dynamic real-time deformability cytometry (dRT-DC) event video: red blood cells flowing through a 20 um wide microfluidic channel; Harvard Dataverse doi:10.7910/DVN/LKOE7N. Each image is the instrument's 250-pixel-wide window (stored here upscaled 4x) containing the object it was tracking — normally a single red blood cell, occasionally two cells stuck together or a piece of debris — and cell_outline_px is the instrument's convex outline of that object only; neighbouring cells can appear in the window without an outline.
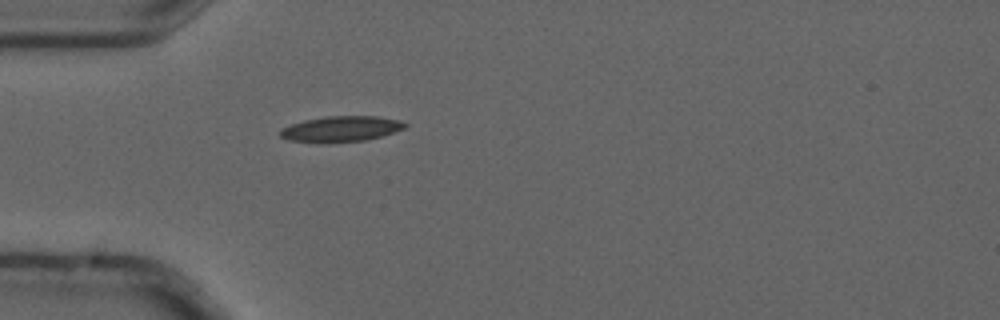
{"species": "common noctule bat (a hibernating species)", "species_latin": "Nyctalus noctula", "temperature_condition": "cold", "stored_images_in_passage": 1, "camera_frame_rate_fps": 3000, "um_per_image_px": 0.085, "animal": {"sex": "male", "forearm_length_mm": 52.5}, "frame": {"image": 1, "passage_image": 1, "time_ms": 0.0, "image_size_px": [1000, 320], "cell_outline_px": [[408, 124], [404, 128], [380, 136], [364, 140], [328, 144], [316, 144], [288, 140], [280, 136], [280, 128], [304, 120], [328, 116], [376, 116], [396, 120]], "centroid_in_image_um": [28.89, 10.98], "position_along_channel_um": 56.1, "area_um2": 18.79}}